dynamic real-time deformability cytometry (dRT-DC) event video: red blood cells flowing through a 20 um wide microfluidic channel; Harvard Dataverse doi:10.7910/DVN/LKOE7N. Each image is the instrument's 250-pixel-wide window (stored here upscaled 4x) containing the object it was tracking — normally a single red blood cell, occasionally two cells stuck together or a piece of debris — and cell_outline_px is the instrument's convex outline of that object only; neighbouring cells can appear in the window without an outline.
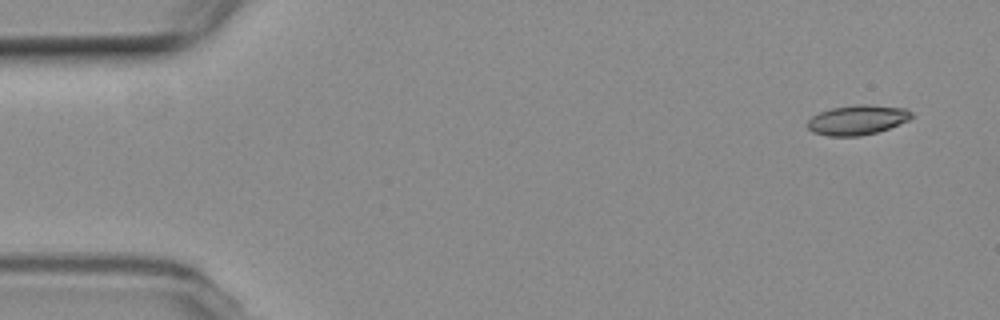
{"species": "common noctule bat (a hibernating species)", "species_latin": "Nyctalus noctula", "temperature_condition": "room temperature", "stored_images_in_passage": 6, "camera_frame_rate_fps": 3000, "um_per_image_px": 0.085, "animal": {"sex": "female", "body_mass_g": 19.3, "forearm_length_mm": 54.1}, "frame": {"image": 1, "passage_image": 1, "time_ms": 0.0, "image_size_px": [1000, 320], "cell_outline_px": [[912, 116], [908, 120], [888, 128], [876, 132], [860, 136], [828, 136], [812, 132], [808, 128], [808, 120], [812, 116], [820, 112], [832, 108], [860, 104], [868, 104], [904, 108], [912, 112]], "centroid_in_image_um": [72.85, 10.19], "position_along_channel_um": 12.1, "area_um2": 17.86}}
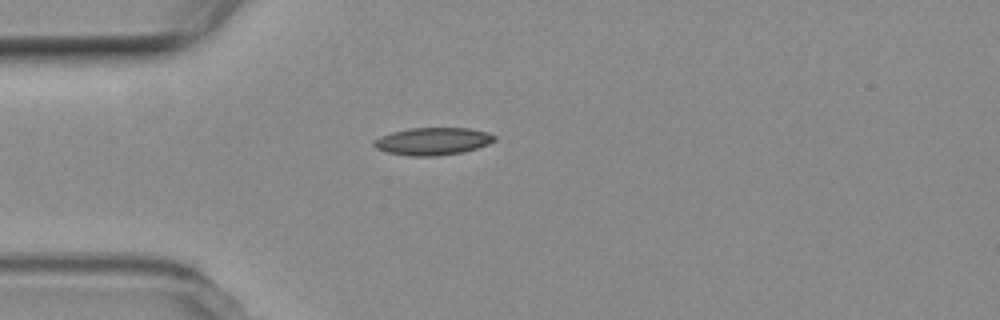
{"frame": {"image": 2, "passage_image": 4, "time_ms": 4.0, "image_size_px": [1000, 320], "cell_outline_px": [[496, 140], [488, 144], [464, 152], [436, 156], [412, 156], [384, 152], [376, 148], [372, 144], [372, 140], [380, 136], [392, 132], [412, 128], [468, 128], [488, 132], [496, 136]], "centroid_in_image_um": [36.77, 12.01], "position_along_channel_um": 48.2, "area_um2": 19.42}}
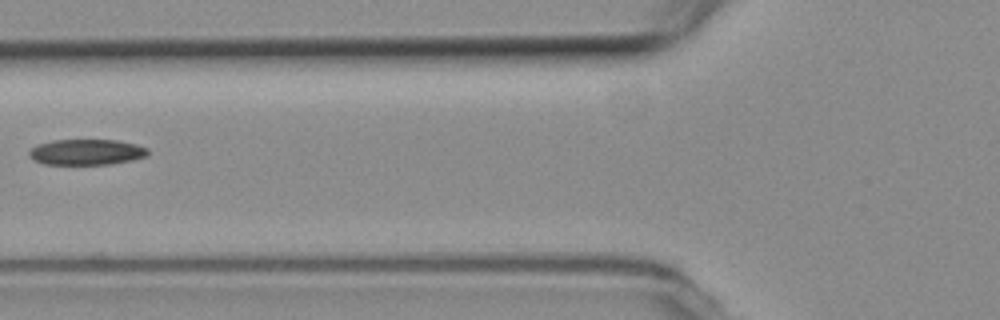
{"frame": {"image": 3, "passage_image": 6, "time_ms": 6.333, "image_size_px": [1000, 320], "cell_outline_px": [[148, 152], [144, 156], [132, 160], [112, 164], [44, 164], [32, 160], [28, 156], [28, 152], [36, 144], [52, 140], [116, 140], [136, 144], [148, 148]], "centroid_in_image_um": [7.3, 12.92], "position_along_channel_um": 118.5, "area_um2": 17.86}}